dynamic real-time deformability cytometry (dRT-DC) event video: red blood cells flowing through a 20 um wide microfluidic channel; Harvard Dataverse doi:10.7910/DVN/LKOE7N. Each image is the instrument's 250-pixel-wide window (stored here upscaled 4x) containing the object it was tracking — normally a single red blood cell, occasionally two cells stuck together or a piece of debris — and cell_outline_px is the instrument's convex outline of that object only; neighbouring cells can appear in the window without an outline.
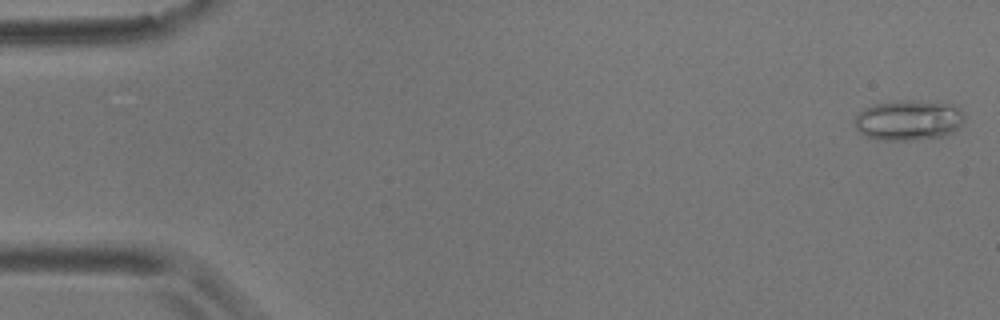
{"species": "common noctule bat (a hibernating species)", "species_latin": "Nyctalus noctula", "temperature_condition": "room temperature", "stored_images_in_passage": 18, "camera_frame_rate_fps": 3000, "um_per_image_px": 0.085, "animal": {"sex": "male", "body_mass_g": 17.9}, "frame": {"image": 1, "passage_image": 1, "time_ms": 0.0, "image_size_px": [1000, 320], "cell_outline_px": [[964, 120], [952, 132], [944, 136], [916, 140], [876, 140], [860, 132], [852, 124], [852, 120], [856, 112], [864, 108], [876, 104], [896, 100], [916, 100], [952, 104], [960, 108], [964, 116]], "centroid_in_image_um": [77.17, 10.21], "position_along_channel_um": 7.8, "area_um2": 26.18}}